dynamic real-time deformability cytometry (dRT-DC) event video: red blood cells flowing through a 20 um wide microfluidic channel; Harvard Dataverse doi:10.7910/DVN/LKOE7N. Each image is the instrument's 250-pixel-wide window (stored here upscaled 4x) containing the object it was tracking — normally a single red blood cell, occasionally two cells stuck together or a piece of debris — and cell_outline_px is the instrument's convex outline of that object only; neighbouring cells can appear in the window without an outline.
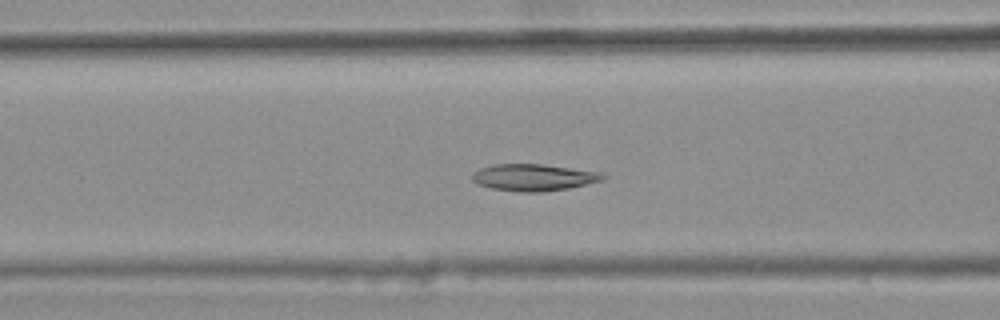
{"species": "common noctule bat (a hibernating species)", "species_latin": "Nyctalus noctula", "temperature_condition": "warm", "stored_images_in_passage": 34, "camera_frame_rate_fps": 3000, "um_per_image_px": 0.085, "animal": {"sex": "female", "body_mass_g": 25.1}, "frame": {"image": 1, "passage_image": 9, "time_ms": 2.667, "image_size_px": [1000, 320], "cell_outline_px": [[608, 176], [604, 180], [568, 188], [544, 192], [520, 192], [492, 188], [476, 184], [472, 180], [472, 172], [480, 168], [496, 164], [544, 164], [600, 172]], "centroid_in_image_um": [45.36, 15.08], "position_along_channel_um": 121.2, "area_um2": 20.52}}
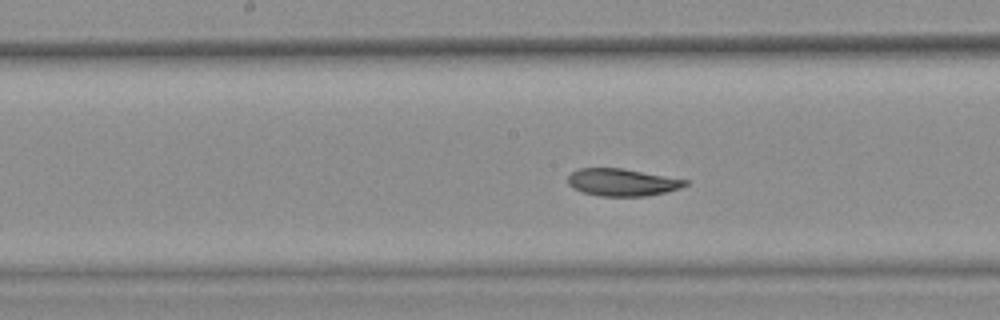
{"frame": {"image": 2, "passage_image": 15, "time_ms": 4.667, "image_size_px": [1000, 320], "cell_outline_px": [[688, 184], [680, 188], [648, 196], [600, 196], [584, 192], [572, 188], [568, 184], [568, 176], [572, 172], [580, 168], [620, 168], [688, 180]], "centroid_in_image_um": [52.86, 15.5], "position_along_channel_um": 195.3, "area_um2": 18.5}}
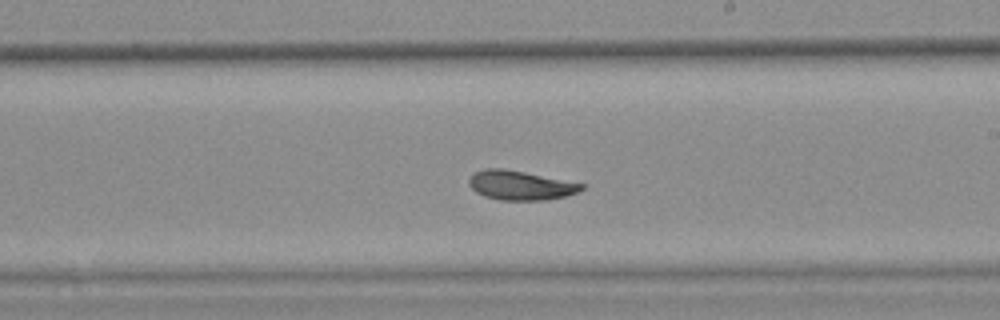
{"frame": {"image": 3, "passage_image": 19, "time_ms": 6.0, "image_size_px": [1000, 320], "cell_outline_px": [[588, 184], [584, 188], [576, 192], [564, 196], [548, 200], [500, 200], [484, 196], [476, 192], [468, 184], [468, 180], [472, 172], [484, 168], [504, 168]], "centroid_in_image_um": [44.22, 15.74], "position_along_channel_um": 244.8, "area_um2": 19.48}, "authors_computed_cell_mechanics": {"area_um2": 19.6231, "velocity_mm_per_s": 3.7147, "shape_relaxation_time_tau1_ms": 7.2332, "shape_relaxation_time_tau2_ms": 3.7145, "deformation_change_tau1": 0.1416, "deformation_change_tau2": 0.0794}}